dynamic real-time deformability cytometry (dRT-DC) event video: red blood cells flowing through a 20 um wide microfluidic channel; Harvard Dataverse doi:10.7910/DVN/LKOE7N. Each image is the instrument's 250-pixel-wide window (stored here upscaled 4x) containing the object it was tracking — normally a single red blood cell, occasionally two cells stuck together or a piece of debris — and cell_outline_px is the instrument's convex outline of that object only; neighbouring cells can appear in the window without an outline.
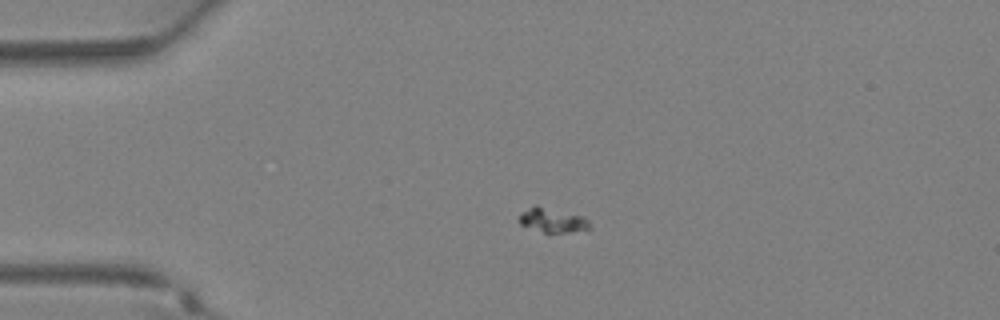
{"species": "Egyptian fruit bat (a non-hibernating species)", "species_latin": "Rousettus aegyptiacus", "temperature_condition": "warm", "stored_images_in_passage": 39, "camera_frame_rate_fps": 3000, "um_per_image_px": 0.085, "animal": {"sex": "female"}, "frame": {"image": 1, "passage_image": 10, "time_ms": 3.0, "image_size_px": [1000, 320], "cell_outline_px": [[588, 232], [544, 232], [520, 224], [516, 220], [520, 212], [536, 204], [584, 216], [588, 220]], "centroid_in_image_um": [46.95, 18.7], "position_along_channel_um": 38.1, "area_um2": 10.29}}
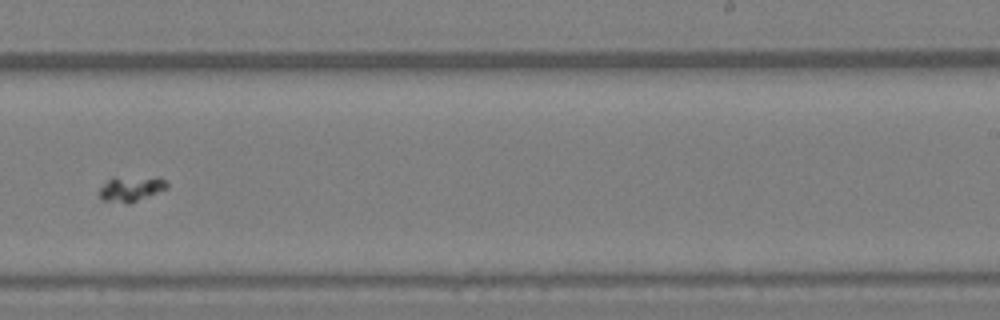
{"frame": {"image": 2, "passage_image": 25, "time_ms": 8.0, "image_size_px": [1000, 320], "cell_outline_px": [[168, 188], [128, 204], [124, 204], [100, 200], [96, 192], [112, 176], [160, 176], [168, 184]], "centroid_in_image_um": [11.09, 16.02], "position_along_channel_um": 277.9, "area_um2": 10.52}}
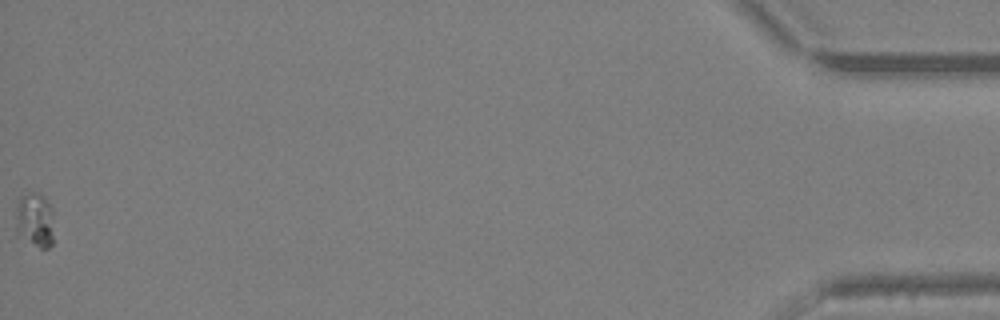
{"frame": {"image": 3, "passage_image": 39, "time_ms": 12.667, "image_size_px": [1000, 320], "cell_outline_px": [[52, 244], [48, 248], [40, 248], [32, 240], [20, 224], [16, 212], [16, 208], [20, 196], [28, 192], [36, 192], [44, 196], [52, 212]], "centroid_in_image_um": [3.05, 18.56], "position_along_channel_um": 432.2, "area_um2": 10.81}}